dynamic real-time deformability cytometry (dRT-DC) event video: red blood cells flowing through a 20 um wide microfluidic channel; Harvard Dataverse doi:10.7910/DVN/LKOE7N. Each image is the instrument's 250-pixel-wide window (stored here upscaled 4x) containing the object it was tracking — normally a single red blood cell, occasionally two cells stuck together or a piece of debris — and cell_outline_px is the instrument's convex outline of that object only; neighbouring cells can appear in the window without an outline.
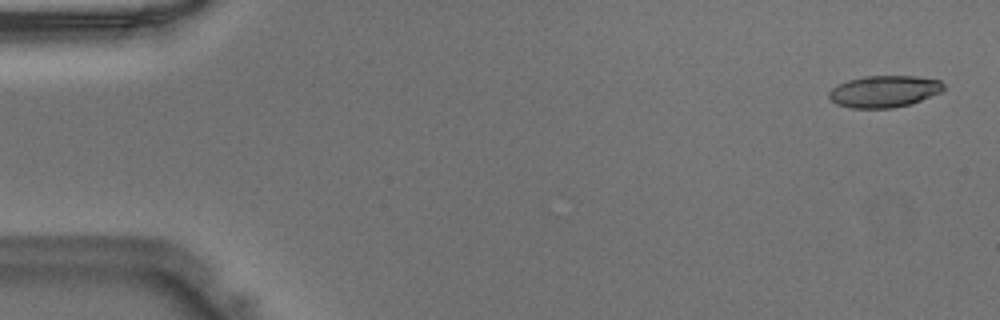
{"species": "Egyptian fruit bat (a non-hibernating species)", "species_latin": "Rousettus aegyptiacus", "temperature_condition": "warm", "stored_images_in_passage": 47, "camera_frame_rate_fps": 3000, "um_per_image_px": 0.085, "animal": {"sex": "male"}, "frame": {"image": 1, "passage_image": 2, "time_ms": 0.333, "image_size_px": [1000, 320], "cell_outline_px": [[944, 88], [940, 92], [920, 100], [908, 104], [892, 108], [852, 108], [836, 104], [828, 96], [828, 92], [836, 84], [848, 80], [864, 76], [916, 76], [940, 80], [944, 84]], "centroid_in_image_um": [75.12, 7.76], "position_along_channel_um": 9.9, "area_um2": 21.15}}
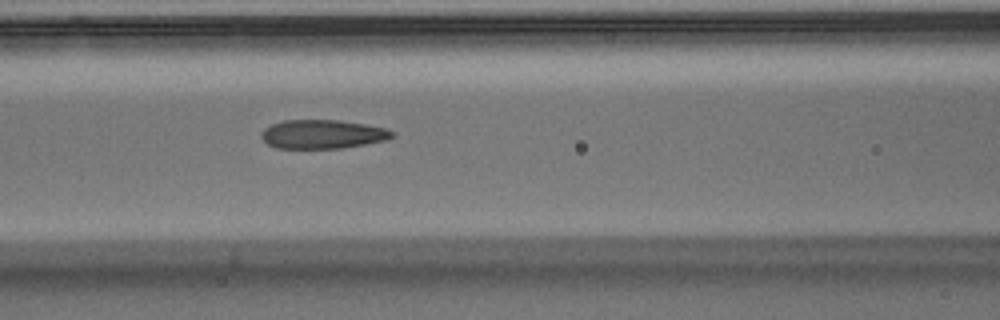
{"frame": {"image": 2, "passage_image": 20, "time_ms": 6.333, "image_size_px": [1000, 320], "cell_outline_px": [[392, 136], [388, 140], [340, 148], [276, 148], [268, 144], [260, 136], [260, 132], [264, 128], [272, 124], [284, 120], [340, 120], [388, 128], [392, 132]], "centroid_in_image_um": [27.39, 11.4], "position_along_channel_um": 139.2, "area_um2": 21.96}}
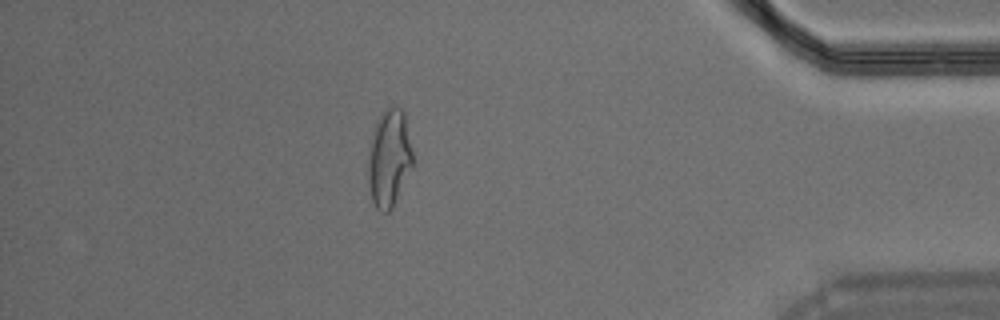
{"frame": {"image": 3, "passage_image": 41, "time_ms": 13.333, "image_size_px": [1000, 320], "cell_outline_px": [[412, 168], [392, 208], [388, 212], [380, 212], [376, 208], [372, 200], [368, 180], [368, 156], [372, 136], [376, 120], [388, 104], [396, 104], [404, 112], [412, 152]], "centroid_in_image_um": [33.07, 13.41], "position_along_channel_um": 402.1, "area_um2": 25.43}}